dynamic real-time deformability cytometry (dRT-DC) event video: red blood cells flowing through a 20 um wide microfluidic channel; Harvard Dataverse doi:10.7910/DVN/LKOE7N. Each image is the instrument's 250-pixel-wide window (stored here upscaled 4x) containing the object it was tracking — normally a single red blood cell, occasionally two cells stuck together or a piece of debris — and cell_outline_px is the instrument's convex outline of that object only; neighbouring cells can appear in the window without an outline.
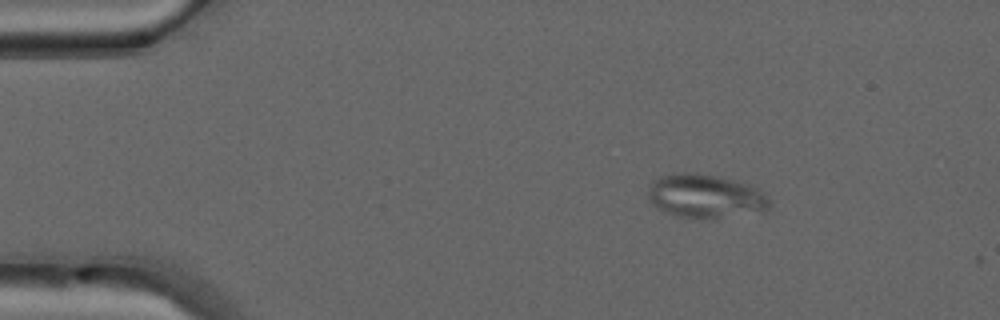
{"species": "common noctule bat (a hibernating species)", "species_latin": "Nyctalus noctula", "temperature_condition": "warm", "stored_images_in_passage": 2, "camera_frame_rate_fps": 3000, "um_per_image_px": 0.085, "animal": {"sex": "male", "forearm_length_mm": 52.5}, "frame": {"image": 1, "passage_image": 1, "time_ms": 0.0, "image_size_px": [1000, 320], "cell_outline_px": [[772, 204], [764, 212], [712, 220], [680, 216], [668, 212], [652, 204], [648, 196], [648, 188], [652, 180], [660, 176], [684, 172], [696, 172], [720, 176], [748, 184], [756, 188]], "centroid_in_image_um": [59.98, 16.68], "position_along_channel_um": 25.0, "area_um2": 31.27}}